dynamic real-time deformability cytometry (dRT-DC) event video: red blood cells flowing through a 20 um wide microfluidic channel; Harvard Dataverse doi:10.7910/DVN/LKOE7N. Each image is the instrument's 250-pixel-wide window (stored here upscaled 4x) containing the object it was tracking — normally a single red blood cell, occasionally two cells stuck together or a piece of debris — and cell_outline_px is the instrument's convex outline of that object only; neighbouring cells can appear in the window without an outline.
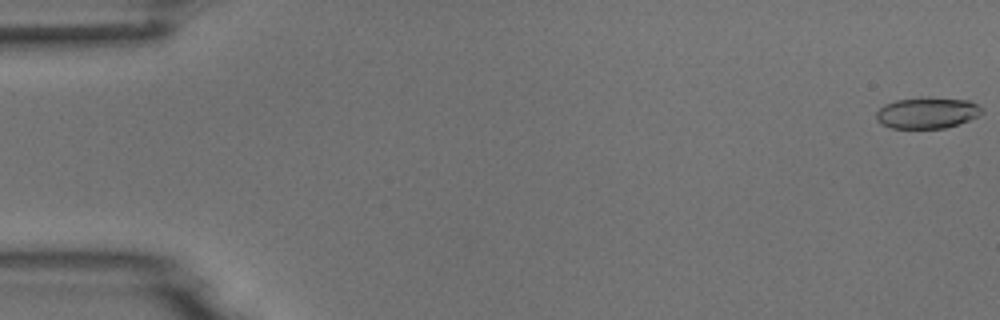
{"species": "common noctule bat (a hibernating species)", "species_latin": "Nyctalus noctula", "temperature_condition": "room temperature", "stored_images_in_passage": 6, "camera_frame_rate_fps": 3000, "um_per_image_px": 0.085, "animal": {"sex": "male", "body_mass_g": 18.8}, "frame": {"image": 1, "passage_image": 1, "time_ms": 0.0, "image_size_px": [1000, 320], "cell_outline_px": [[984, 112], [968, 120], [944, 128], [892, 128], [880, 124], [876, 120], [876, 112], [884, 104], [896, 100], [968, 100], [984, 108]], "centroid_in_image_um": [78.77, 9.64], "position_along_channel_um": 6.2, "area_um2": 18.32}}
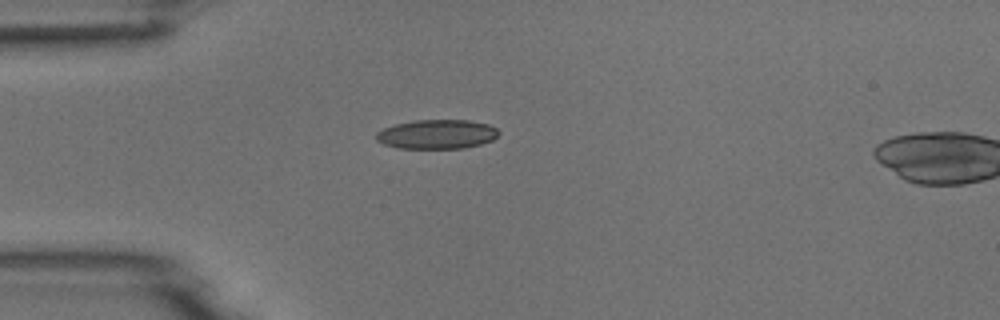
{"frame": {"image": 2, "passage_image": 5, "time_ms": 4.667, "image_size_px": [1000, 320], "cell_outline_px": [[500, 132], [492, 140], [480, 144], [464, 148], [400, 148], [384, 144], [376, 140], [376, 132], [384, 128], [396, 124], [416, 120], [468, 120], [488, 124], [496, 128]], "centroid_in_image_um": [37.14, 11.41], "position_along_channel_um": 47.9, "area_um2": 20.75}}